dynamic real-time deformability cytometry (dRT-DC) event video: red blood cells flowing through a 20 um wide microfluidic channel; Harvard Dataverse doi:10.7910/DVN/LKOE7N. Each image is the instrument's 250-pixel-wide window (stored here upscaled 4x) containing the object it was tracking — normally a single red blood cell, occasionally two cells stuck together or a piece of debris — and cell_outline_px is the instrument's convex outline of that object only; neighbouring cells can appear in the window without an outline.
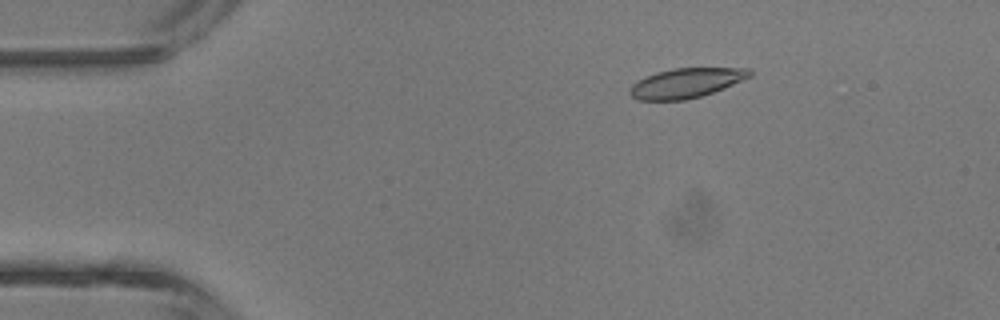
{"species": "common noctule bat (a hibernating species)", "species_latin": "Nyctalus noctula", "temperature_condition": "room temperature", "stored_images_in_passage": 7, "camera_frame_rate_fps": 3000, "um_per_image_px": 0.085, "animal": {"sex": "male", "body_mass_g": 13.3}, "frame": {"image": 1, "passage_image": 3, "time_ms": 2.333, "image_size_px": [1000, 320], "cell_outline_px": [[752, 76], [724, 88], [700, 96], [684, 100], [640, 100], [632, 96], [628, 92], [632, 84], [656, 72], [672, 68], [752, 68]], "centroid_in_image_um": [58.35, 7.05], "position_along_channel_um": 26.7, "area_um2": 20.58}}
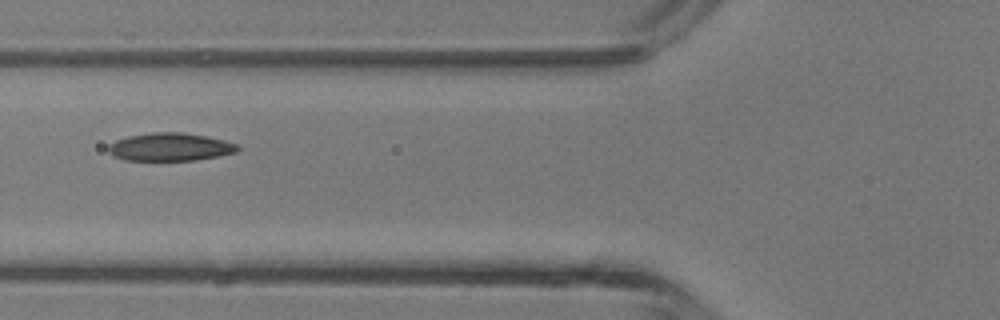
{"frame": {"image": 2, "passage_image": 6, "time_ms": 5.667, "image_size_px": [1000, 320], "cell_outline_px": [[240, 148], [236, 152], [196, 160], [124, 160], [112, 156], [108, 152], [108, 144], [116, 140], [128, 136], [152, 132], [180, 132], [204, 136], [224, 140], [236, 144]], "centroid_in_image_um": [14.4, 12.49], "position_along_channel_um": 111.4, "area_um2": 20.98}}
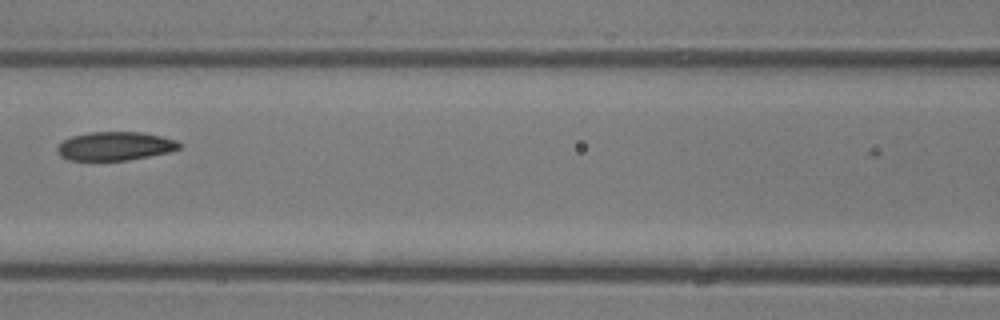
{"frame": {"image": 3, "passage_image": 7, "time_ms": 6.667, "image_size_px": [1000, 320], "cell_outline_px": [[184, 144], [180, 148], [168, 152], [128, 160], [68, 160], [60, 156], [56, 152], [56, 148], [64, 140], [72, 136], [92, 132], [140, 132], [160, 136], [176, 140]], "centroid_in_image_um": [9.78, 12.42], "position_along_channel_um": 156.8, "area_um2": 20.29}}